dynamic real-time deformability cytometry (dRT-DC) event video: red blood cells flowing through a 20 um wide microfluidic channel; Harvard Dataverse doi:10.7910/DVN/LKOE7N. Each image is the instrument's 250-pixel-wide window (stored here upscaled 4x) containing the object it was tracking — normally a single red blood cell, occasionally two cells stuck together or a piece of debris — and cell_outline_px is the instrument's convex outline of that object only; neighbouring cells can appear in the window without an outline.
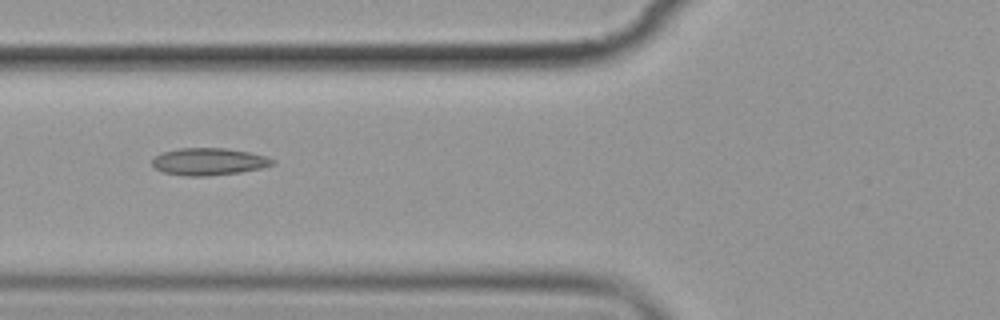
{"species": "common noctule bat (a hibernating species)", "species_latin": "Nyctalus noctula", "temperature_condition": "cold", "stored_images_in_passage": 14, "camera_frame_rate_fps": 3000, "um_per_image_px": 0.085, "animal": {"sex": "female", "body_mass_g": 19.9}, "frame": {"image": 1, "passage_image": 5, "time_ms": 5.667, "image_size_px": [1000, 320], "cell_outline_px": [[276, 160], [272, 164], [260, 168], [240, 172], [208, 176], [188, 176], [164, 172], [156, 168], [152, 164], [152, 160], [160, 152], [180, 148], [224, 148], [248, 152], [264, 156]], "centroid_in_image_um": [17.72, 13.73], "position_along_channel_um": 108.1, "area_um2": 18.84}}
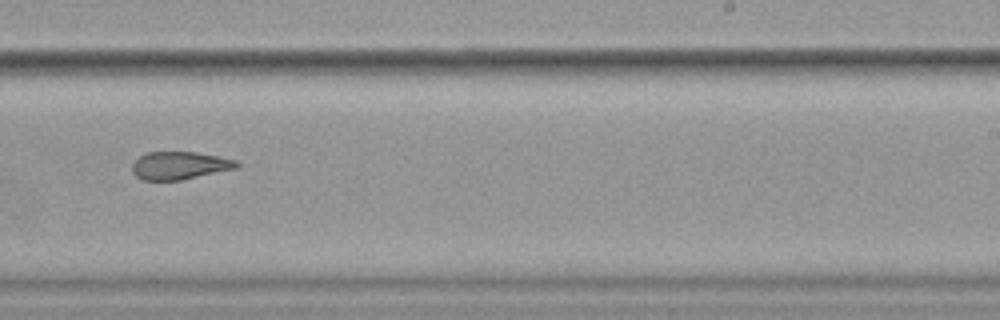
{"frame": {"image": 2, "passage_image": 9, "time_ms": 10.333, "image_size_px": [1000, 320], "cell_outline_px": [[240, 164], [236, 168], [180, 180], [140, 180], [132, 172], [132, 164], [140, 156], [148, 152], [196, 152], [236, 160]], "centroid_in_image_um": [15.23, 14.07], "position_along_channel_um": 273.8, "area_um2": 16.76}}
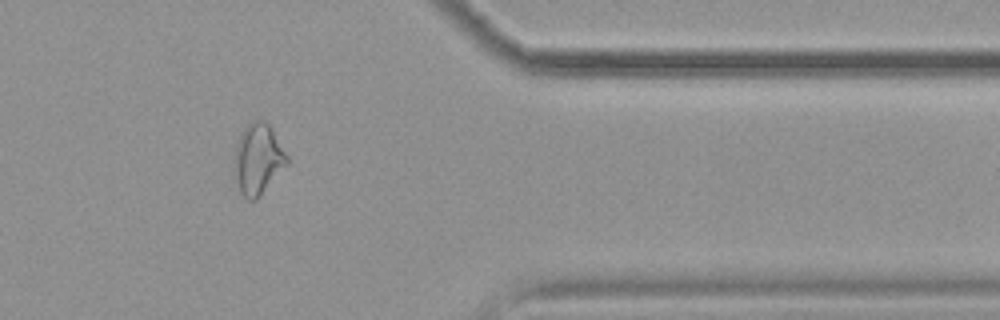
{"frame": {"image": 3, "passage_image": 12, "time_ms": 14.0, "image_size_px": [1000, 320], "cell_outline_px": [[288, 164], [260, 196], [256, 200], [248, 200], [240, 192], [232, 172], [232, 168], [236, 144], [244, 128], [248, 124], [256, 120], [264, 120], [272, 128], [288, 156]], "centroid_in_image_um": [21.91, 13.54], "position_along_channel_um": 389.5, "area_um2": 21.96}, "authors_computed_cell_mechanics": {"area_um2": 19.3341, "velocity_mm_per_s": 3.5621, "shape_relaxation_time_tau1_ms": null, "shape_relaxation_time_tau2_ms": 5.4906, "deformation_change_tau1": null, "deformation_change_tau2": 0.1193}}